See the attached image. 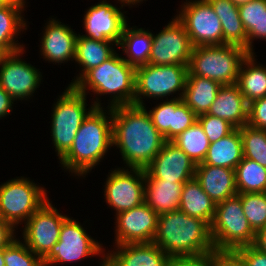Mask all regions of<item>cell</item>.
Wrapping results in <instances>:
<instances>
[{
  "instance_id": "50",
  "label": "cell",
  "mask_w": 266,
  "mask_h": 266,
  "mask_svg": "<svg viewBox=\"0 0 266 266\" xmlns=\"http://www.w3.org/2000/svg\"><path fill=\"white\" fill-rule=\"evenodd\" d=\"M99 260H102L100 263V266H112L105 257H102V259H99Z\"/></svg>"
},
{
  "instance_id": "21",
  "label": "cell",
  "mask_w": 266,
  "mask_h": 266,
  "mask_svg": "<svg viewBox=\"0 0 266 266\" xmlns=\"http://www.w3.org/2000/svg\"><path fill=\"white\" fill-rule=\"evenodd\" d=\"M114 249L105 254L112 266H169L172 259L153 242L120 244Z\"/></svg>"
},
{
  "instance_id": "14",
  "label": "cell",
  "mask_w": 266,
  "mask_h": 266,
  "mask_svg": "<svg viewBox=\"0 0 266 266\" xmlns=\"http://www.w3.org/2000/svg\"><path fill=\"white\" fill-rule=\"evenodd\" d=\"M148 64L188 66L193 50L183 24L174 16L158 34H153Z\"/></svg>"
},
{
  "instance_id": "47",
  "label": "cell",
  "mask_w": 266,
  "mask_h": 266,
  "mask_svg": "<svg viewBox=\"0 0 266 266\" xmlns=\"http://www.w3.org/2000/svg\"><path fill=\"white\" fill-rule=\"evenodd\" d=\"M9 54L10 53L2 45H0V64Z\"/></svg>"
},
{
  "instance_id": "27",
  "label": "cell",
  "mask_w": 266,
  "mask_h": 266,
  "mask_svg": "<svg viewBox=\"0 0 266 266\" xmlns=\"http://www.w3.org/2000/svg\"><path fill=\"white\" fill-rule=\"evenodd\" d=\"M243 159L242 138L239 128L210 143L203 164L235 169Z\"/></svg>"
},
{
  "instance_id": "17",
  "label": "cell",
  "mask_w": 266,
  "mask_h": 266,
  "mask_svg": "<svg viewBox=\"0 0 266 266\" xmlns=\"http://www.w3.org/2000/svg\"><path fill=\"white\" fill-rule=\"evenodd\" d=\"M115 243H151L157 231L158 214L145 202L115 215Z\"/></svg>"
},
{
  "instance_id": "16",
  "label": "cell",
  "mask_w": 266,
  "mask_h": 266,
  "mask_svg": "<svg viewBox=\"0 0 266 266\" xmlns=\"http://www.w3.org/2000/svg\"><path fill=\"white\" fill-rule=\"evenodd\" d=\"M24 52L10 53L0 64V86L14 101L34 96L43 79L40 69L21 59Z\"/></svg>"
},
{
  "instance_id": "30",
  "label": "cell",
  "mask_w": 266,
  "mask_h": 266,
  "mask_svg": "<svg viewBox=\"0 0 266 266\" xmlns=\"http://www.w3.org/2000/svg\"><path fill=\"white\" fill-rule=\"evenodd\" d=\"M222 85L201 76H187L183 102L197 115L206 114Z\"/></svg>"
},
{
  "instance_id": "29",
  "label": "cell",
  "mask_w": 266,
  "mask_h": 266,
  "mask_svg": "<svg viewBox=\"0 0 266 266\" xmlns=\"http://www.w3.org/2000/svg\"><path fill=\"white\" fill-rule=\"evenodd\" d=\"M255 57L248 54L243 60L236 82L247 104L266 96V66L257 64Z\"/></svg>"
},
{
  "instance_id": "42",
  "label": "cell",
  "mask_w": 266,
  "mask_h": 266,
  "mask_svg": "<svg viewBox=\"0 0 266 266\" xmlns=\"http://www.w3.org/2000/svg\"><path fill=\"white\" fill-rule=\"evenodd\" d=\"M213 266H246V264L236 250H214Z\"/></svg>"
},
{
  "instance_id": "12",
  "label": "cell",
  "mask_w": 266,
  "mask_h": 266,
  "mask_svg": "<svg viewBox=\"0 0 266 266\" xmlns=\"http://www.w3.org/2000/svg\"><path fill=\"white\" fill-rule=\"evenodd\" d=\"M121 168L110 170L103 189L105 201L116 215L140 206L145 194V169Z\"/></svg>"
},
{
  "instance_id": "51",
  "label": "cell",
  "mask_w": 266,
  "mask_h": 266,
  "mask_svg": "<svg viewBox=\"0 0 266 266\" xmlns=\"http://www.w3.org/2000/svg\"><path fill=\"white\" fill-rule=\"evenodd\" d=\"M0 266H5V260L3 257V249H0Z\"/></svg>"
},
{
  "instance_id": "38",
  "label": "cell",
  "mask_w": 266,
  "mask_h": 266,
  "mask_svg": "<svg viewBox=\"0 0 266 266\" xmlns=\"http://www.w3.org/2000/svg\"><path fill=\"white\" fill-rule=\"evenodd\" d=\"M5 266H42V259L35 255L19 238L3 248Z\"/></svg>"
},
{
  "instance_id": "6",
  "label": "cell",
  "mask_w": 266,
  "mask_h": 266,
  "mask_svg": "<svg viewBox=\"0 0 266 266\" xmlns=\"http://www.w3.org/2000/svg\"><path fill=\"white\" fill-rule=\"evenodd\" d=\"M248 54L243 47L232 44L193 47L188 76L205 77L221 85L235 84Z\"/></svg>"
},
{
  "instance_id": "20",
  "label": "cell",
  "mask_w": 266,
  "mask_h": 266,
  "mask_svg": "<svg viewBox=\"0 0 266 266\" xmlns=\"http://www.w3.org/2000/svg\"><path fill=\"white\" fill-rule=\"evenodd\" d=\"M50 19L47 24L45 23L46 26H44L40 42V52L43 59L49 63H58V65L75 60L78 34L71 27L56 20V18L51 17Z\"/></svg>"
},
{
  "instance_id": "46",
  "label": "cell",
  "mask_w": 266,
  "mask_h": 266,
  "mask_svg": "<svg viewBox=\"0 0 266 266\" xmlns=\"http://www.w3.org/2000/svg\"><path fill=\"white\" fill-rule=\"evenodd\" d=\"M253 246L266 254V227L261 228L256 232Z\"/></svg>"
},
{
  "instance_id": "43",
  "label": "cell",
  "mask_w": 266,
  "mask_h": 266,
  "mask_svg": "<svg viewBox=\"0 0 266 266\" xmlns=\"http://www.w3.org/2000/svg\"><path fill=\"white\" fill-rule=\"evenodd\" d=\"M245 260L246 266H266V254L253 245L236 250Z\"/></svg>"
},
{
  "instance_id": "23",
  "label": "cell",
  "mask_w": 266,
  "mask_h": 266,
  "mask_svg": "<svg viewBox=\"0 0 266 266\" xmlns=\"http://www.w3.org/2000/svg\"><path fill=\"white\" fill-rule=\"evenodd\" d=\"M207 114L227 120L235 128L248 122V104L237 84L222 85Z\"/></svg>"
},
{
  "instance_id": "15",
  "label": "cell",
  "mask_w": 266,
  "mask_h": 266,
  "mask_svg": "<svg viewBox=\"0 0 266 266\" xmlns=\"http://www.w3.org/2000/svg\"><path fill=\"white\" fill-rule=\"evenodd\" d=\"M107 0H102L95 5H91L83 18V26L86 34L82 36L97 40V41H113L120 43L123 29L127 24V19L122 12L123 6L132 7L125 0H118L121 4L118 6L108 3ZM121 10V11H120Z\"/></svg>"
},
{
  "instance_id": "25",
  "label": "cell",
  "mask_w": 266,
  "mask_h": 266,
  "mask_svg": "<svg viewBox=\"0 0 266 266\" xmlns=\"http://www.w3.org/2000/svg\"><path fill=\"white\" fill-rule=\"evenodd\" d=\"M115 46L118 47V44L113 41H97L78 34L75 62L82 67V70L69 86H73L87 71L111 58L116 53Z\"/></svg>"
},
{
  "instance_id": "39",
  "label": "cell",
  "mask_w": 266,
  "mask_h": 266,
  "mask_svg": "<svg viewBox=\"0 0 266 266\" xmlns=\"http://www.w3.org/2000/svg\"><path fill=\"white\" fill-rule=\"evenodd\" d=\"M197 121L202 126L210 143L227 136L235 129L227 120L207 113L197 116Z\"/></svg>"
},
{
  "instance_id": "18",
  "label": "cell",
  "mask_w": 266,
  "mask_h": 266,
  "mask_svg": "<svg viewBox=\"0 0 266 266\" xmlns=\"http://www.w3.org/2000/svg\"><path fill=\"white\" fill-rule=\"evenodd\" d=\"M196 164L174 143L166 141L145 170L155 179L185 183L195 177Z\"/></svg>"
},
{
  "instance_id": "41",
  "label": "cell",
  "mask_w": 266,
  "mask_h": 266,
  "mask_svg": "<svg viewBox=\"0 0 266 266\" xmlns=\"http://www.w3.org/2000/svg\"><path fill=\"white\" fill-rule=\"evenodd\" d=\"M169 266H213V251L198 255L173 257Z\"/></svg>"
},
{
  "instance_id": "40",
  "label": "cell",
  "mask_w": 266,
  "mask_h": 266,
  "mask_svg": "<svg viewBox=\"0 0 266 266\" xmlns=\"http://www.w3.org/2000/svg\"><path fill=\"white\" fill-rule=\"evenodd\" d=\"M253 128L266 130V96L248 104V122Z\"/></svg>"
},
{
  "instance_id": "22",
  "label": "cell",
  "mask_w": 266,
  "mask_h": 266,
  "mask_svg": "<svg viewBox=\"0 0 266 266\" xmlns=\"http://www.w3.org/2000/svg\"><path fill=\"white\" fill-rule=\"evenodd\" d=\"M194 178L215 204L238 194L234 169L200 163Z\"/></svg>"
},
{
  "instance_id": "49",
  "label": "cell",
  "mask_w": 266,
  "mask_h": 266,
  "mask_svg": "<svg viewBox=\"0 0 266 266\" xmlns=\"http://www.w3.org/2000/svg\"><path fill=\"white\" fill-rule=\"evenodd\" d=\"M230 1L239 7L254 0H230Z\"/></svg>"
},
{
  "instance_id": "28",
  "label": "cell",
  "mask_w": 266,
  "mask_h": 266,
  "mask_svg": "<svg viewBox=\"0 0 266 266\" xmlns=\"http://www.w3.org/2000/svg\"><path fill=\"white\" fill-rule=\"evenodd\" d=\"M221 21L223 45L241 46L247 51V32L240 19L238 6L230 0H208Z\"/></svg>"
},
{
  "instance_id": "35",
  "label": "cell",
  "mask_w": 266,
  "mask_h": 266,
  "mask_svg": "<svg viewBox=\"0 0 266 266\" xmlns=\"http://www.w3.org/2000/svg\"><path fill=\"white\" fill-rule=\"evenodd\" d=\"M171 142L180 148L196 165L203 162L210 145V141L198 121Z\"/></svg>"
},
{
  "instance_id": "26",
  "label": "cell",
  "mask_w": 266,
  "mask_h": 266,
  "mask_svg": "<svg viewBox=\"0 0 266 266\" xmlns=\"http://www.w3.org/2000/svg\"><path fill=\"white\" fill-rule=\"evenodd\" d=\"M215 209L216 204L204 192L195 178L183 184L179 210L191 217L199 218L211 226L215 217Z\"/></svg>"
},
{
  "instance_id": "19",
  "label": "cell",
  "mask_w": 266,
  "mask_h": 266,
  "mask_svg": "<svg viewBox=\"0 0 266 266\" xmlns=\"http://www.w3.org/2000/svg\"><path fill=\"white\" fill-rule=\"evenodd\" d=\"M172 97L147 111L153 125L163 135L165 141H172L197 122V115L183 102V99Z\"/></svg>"
},
{
  "instance_id": "44",
  "label": "cell",
  "mask_w": 266,
  "mask_h": 266,
  "mask_svg": "<svg viewBox=\"0 0 266 266\" xmlns=\"http://www.w3.org/2000/svg\"><path fill=\"white\" fill-rule=\"evenodd\" d=\"M15 227L0 218V249L5 248L16 238Z\"/></svg>"
},
{
  "instance_id": "1",
  "label": "cell",
  "mask_w": 266,
  "mask_h": 266,
  "mask_svg": "<svg viewBox=\"0 0 266 266\" xmlns=\"http://www.w3.org/2000/svg\"><path fill=\"white\" fill-rule=\"evenodd\" d=\"M112 132L113 147L119 149L127 168L145 169L166 142L146 106L113 107Z\"/></svg>"
},
{
  "instance_id": "13",
  "label": "cell",
  "mask_w": 266,
  "mask_h": 266,
  "mask_svg": "<svg viewBox=\"0 0 266 266\" xmlns=\"http://www.w3.org/2000/svg\"><path fill=\"white\" fill-rule=\"evenodd\" d=\"M59 212L48 200L22 227L23 242L41 259L58 242L62 224L69 217Z\"/></svg>"
},
{
  "instance_id": "10",
  "label": "cell",
  "mask_w": 266,
  "mask_h": 266,
  "mask_svg": "<svg viewBox=\"0 0 266 266\" xmlns=\"http://www.w3.org/2000/svg\"><path fill=\"white\" fill-rule=\"evenodd\" d=\"M68 217L62 224L58 242L51 248L50 252L42 259L45 266L57 263H72L81 261L87 257L102 255L105 257V249L102 244L95 241L85 227L79 221Z\"/></svg>"
},
{
  "instance_id": "9",
  "label": "cell",
  "mask_w": 266,
  "mask_h": 266,
  "mask_svg": "<svg viewBox=\"0 0 266 266\" xmlns=\"http://www.w3.org/2000/svg\"><path fill=\"white\" fill-rule=\"evenodd\" d=\"M46 192L29 177H16L1 183L0 218L18 228L50 200Z\"/></svg>"
},
{
  "instance_id": "37",
  "label": "cell",
  "mask_w": 266,
  "mask_h": 266,
  "mask_svg": "<svg viewBox=\"0 0 266 266\" xmlns=\"http://www.w3.org/2000/svg\"><path fill=\"white\" fill-rule=\"evenodd\" d=\"M242 208L252 229L257 232L266 227V192L241 193Z\"/></svg>"
},
{
  "instance_id": "11",
  "label": "cell",
  "mask_w": 266,
  "mask_h": 266,
  "mask_svg": "<svg viewBox=\"0 0 266 266\" xmlns=\"http://www.w3.org/2000/svg\"><path fill=\"white\" fill-rule=\"evenodd\" d=\"M176 18L183 24L194 47L223 45L219 17L208 0H186Z\"/></svg>"
},
{
  "instance_id": "24",
  "label": "cell",
  "mask_w": 266,
  "mask_h": 266,
  "mask_svg": "<svg viewBox=\"0 0 266 266\" xmlns=\"http://www.w3.org/2000/svg\"><path fill=\"white\" fill-rule=\"evenodd\" d=\"M183 184L155 179L145 170L144 202L158 215L178 210Z\"/></svg>"
},
{
  "instance_id": "4",
  "label": "cell",
  "mask_w": 266,
  "mask_h": 266,
  "mask_svg": "<svg viewBox=\"0 0 266 266\" xmlns=\"http://www.w3.org/2000/svg\"><path fill=\"white\" fill-rule=\"evenodd\" d=\"M119 55L116 52L99 66L87 71L73 86L86 96L88 90L97 96L110 95L108 108L134 105L136 67Z\"/></svg>"
},
{
  "instance_id": "8",
  "label": "cell",
  "mask_w": 266,
  "mask_h": 266,
  "mask_svg": "<svg viewBox=\"0 0 266 266\" xmlns=\"http://www.w3.org/2000/svg\"><path fill=\"white\" fill-rule=\"evenodd\" d=\"M188 76V66L184 65H153L143 64L135 70V101L136 106H145L146 97L159 100L176 95L182 98ZM180 92V93H179Z\"/></svg>"
},
{
  "instance_id": "3",
  "label": "cell",
  "mask_w": 266,
  "mask_h": 266,
  "mask_svg": "<svg viewBox=\"0 0 266 266\" xmlns=\"http://www.w3.org/2000/svg\"><path fill=\"white\" fill-rule=\"evenodd\" d=\"M152 242L171 258L215 250L210 226L179 209L158 215L157 231Z\"/></svg>"
},
{
  "instance_id": "34",
  "label": "cell",
  "mask_w": 266,
  "mask_h": 266,
  "mask_svg": "<svg viewBox=\"0 0 266 266\" xmlns=\"http://www.w3.org/2000/svg\"><path fill=\"white\" fill-rule=\"evenodd\" d=\"M238 194L266 192V168L244 158L234 169Z\"/></svg>"
},
{
  "instance_id": "33",
  "label": "cell",
  "mask_w": 266,
  "mask_h": 266,
  "mask_svg": "<svg viewBox=\"0 0 266 266\" xmlns=\"http://www.w3.org/2000/svg\"><path fill=\"white\" fill-rule=\"evenodd\" d=\"M247 32V52L254 54L253 40L266 41V0H254L238 7Z\"/></svg>"
},
{
  "instance_id": "48",
  "label": "cell",
  "mask_w": 266,
  "mask_h": 266,
  "mask_svg": "<svg viewBox=\"0 0 266 266\" xmlns=\"http://www.w3.org/2000/svg\"><path fill=\"white\" fill-rule=\"evenodd\" d=\"M9 3H13V4H17V5H19V6H21V7H25V6H27V5H25L26 4V1L25 0H7Z\"/></svg>"
},
{
  "instance_id": "2",
  "label": "cell",
  "mask_w": 266,
  "mask_h": 266,
  "mask_svg": "<svg viewBox=\"0 0 266 266\" xmlns=\"http://www.w3.org/2000/svg\"><path fill=\"white\" fill-rule=\"evenodd\" d=\"M106 108L95 107L80 125L72 147L59 161L65 171L85 177L113 147L112 108Z\"/></svg>"
},
{
  "instance_id": "45",
  "label": "cell",
  "mask_w": 266,
  "mask_h": 266,
  "mask_svg": "<svg viewBox=\"0 0 266 266\" xmlns=\"http://www.w3.org/2000/svg\"><path fill=\"white\" fill-rule=\"evenodd\" d=\"M14 102V99L0 86V119L9 116V113L13 110Z\"/></svg>"
},
{
  "instance_id": "32",
  "label": "cell",
  "mask_w": 266,
  "mask_h": 266,
  "mask_svg": "<svg viewBox=\"0 0 266 266\" xmlns=\"http://www.w3.org/2000/svg\"><path fill=\"white\" fill-rule=\"evenodd\" d=\"M25 8L9 3L0 8V45L9 53L24 49V45L18 43V35L27 30V21L22 12Z\"/></svg>"
},
{
  "instance_id": "31",
  "label": "cell",
  "mask_w": 266,
  "mask_h": 266,
  "mask_svg": "<svg viewBox=\"0 0 266 266\" xmlns=\"http://www.w3.org/2000/svg\"><path fill=\"white\" fill-rule=\"evenodd\" d=\"M152 36L151 31L144 28L130 27L128 23L123 29L118 47L126 55L123 58L131 65L137 67L148 64L151 53Z\"/></svg>"
},
{
  "instance_id": "5",
  "label": "cell",
  "mask_w": 266,
  "mask_h": 266,
  "mask_svg": "<svg viewBox=\"0 0 266 266\" xmlns=\"http://www.w3.org/2000/svg\"><path fill=\"white\" fill-rule=\"evenodd\" d=\"M87 96L74 86H67L53 104L51 115V138L55 152L60 160L72 147L76 133L84 119L95 107H104L95 97L91 107L87 108ZM88 110V111H87Z\"/></svg>"
},
{
  "instance_id": "36",
  "label": "cell",
  "mask_w": 266,
  "mask_h": 266,
  "mask_svg": "<svg viewBox=\"0 0 266 266\" xmlns=\"http://www.w3.org/2000/svg\"><path fill=\"white\" fill-rule=\"evenodd\" d=\"M242 138L243 157L256 161L266 168V130L248 124L239 128Z\"/></svg>"
},
{
  "instance_id": "52",
  "label": "cell",
  "mask_w": 266,
  "mask_h": 266,
  "mask_svg": "<svg viewBox=\"0 0 266 266\" xmlns=\"http://www.w3.org/2000/svg\"><path fill=\"white\" fill-rule=\"evenodd\" d=\"M9 4L7 0H0V8Z\"/></svg>"
},
{
  "instance_id": "7",
  "label": "cell",
  "mask_w": 266,
  "mask_h": 266,
  "mask_svg": "<svg viewBox=\"0 0 266 266\" xmlns=\"http://www.w3.org/2000/svg\"><path fill=\"white\" fill-rule=\"evenodd\" d=\"M210 234L215 250H237L253 245L256 232L244 215L238 194L216 204Z\"/></svg>"
}]
</instances>
